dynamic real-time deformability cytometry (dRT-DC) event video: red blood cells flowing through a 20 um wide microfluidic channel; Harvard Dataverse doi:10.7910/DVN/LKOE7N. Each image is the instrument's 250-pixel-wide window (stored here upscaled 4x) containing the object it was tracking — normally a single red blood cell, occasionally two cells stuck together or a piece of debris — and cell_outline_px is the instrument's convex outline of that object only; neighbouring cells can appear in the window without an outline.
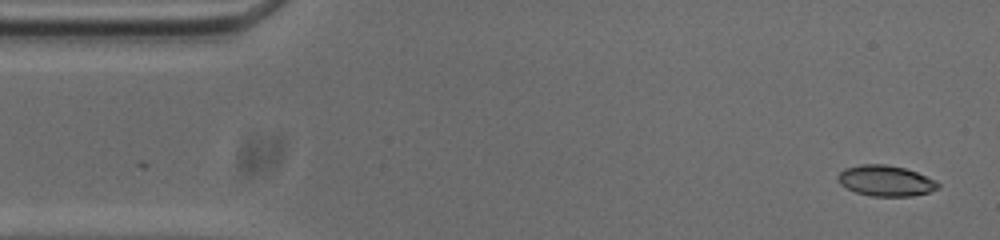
{"species": "common noctule bat (a hibernating species)", "species_latin": "Nyctalus noctula", "temperature_condition": "cold", "stored_images_in_passage": 52, "camera_frame_rate_fps": 3000, "um_per_image_px": 0.085, "animal": {"sex": "male", "body_mass_g": 20.0, "forearm_length_mm": 53.3}, "frame": {"image": 1, "passage_image": 1, "time_ms": 0.0, "image_size_px": [1000, 240], "cell_outline_px": [[940, 188], [928, 192], [912, 196], [872, 196], [856, 192], [840, 184], [836, 180], [836, 176], [844, 168], [860, 164], [884, 164], [904, 168], [916, 172], [936, 180], [940, 184]], "centroid_in_image_um": [75.27, 15.36], "position_along_channel_um": 9.7, "area_um2": 17.98}}
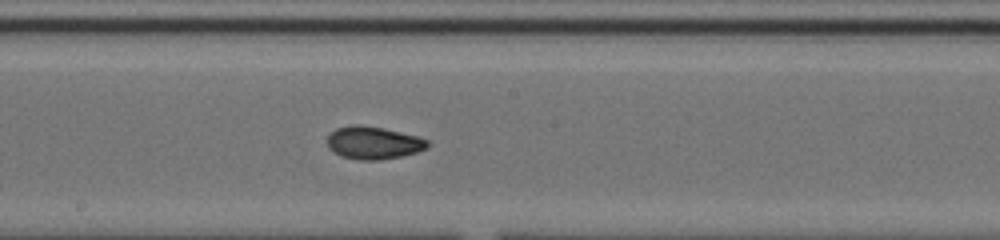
{"frame": {"image": 2, "passage_image": 26, "time_ms": 8.333, "image_size_px": [1000, 240], "cell_outline_px": [[428, 148], [416, 152], [400, 156], [380, 160], [360, 160], [340, 156], [328, 148], [328, 136], [336, 128], [352, 124], [360, 124], [384, 128], [416, 136], [428, 140]], "centroid_in_image_um": [31.72, 12.13], "position_along_channel_um": 216.5, "area_um2": 19.07}}
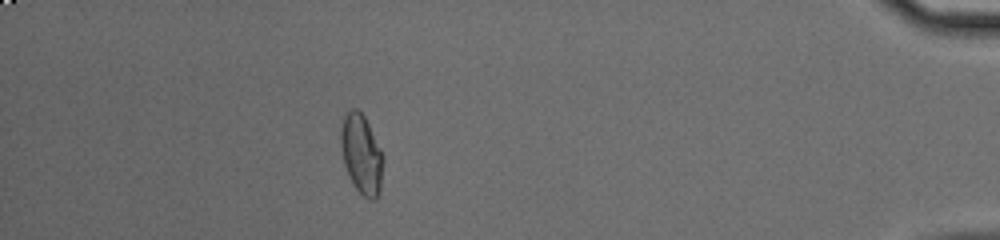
{"frame": {"image": 3, "passage_image": 46, "time_ms": 15.0, "image_size_px": [1000, 240], "cell_outline_px": [[384, 156], [380, 192], [376, 200], [368, 200], [352, 184], [348, 176], [344, 164], [340, 144], [340, 128], [344, 116], [352, 108], [356, 108], [364, 116]], "centroid_in_image_um": [30.72, 13.14], "position_along_channel_um": 404.5, "area_um2": 19.77}, "authors_computed_cell_mechanics": {"area_um2": 18.8428, "velocity_mm_per_s": 3.7302, "shape_relaxation_time_tau1_ms": 8.8945, "shape_relaxation_time_tau2_ms": 2.0409, "deformation_change_tau1": 0.1901, "deformation_change_tau2": 0.066}}